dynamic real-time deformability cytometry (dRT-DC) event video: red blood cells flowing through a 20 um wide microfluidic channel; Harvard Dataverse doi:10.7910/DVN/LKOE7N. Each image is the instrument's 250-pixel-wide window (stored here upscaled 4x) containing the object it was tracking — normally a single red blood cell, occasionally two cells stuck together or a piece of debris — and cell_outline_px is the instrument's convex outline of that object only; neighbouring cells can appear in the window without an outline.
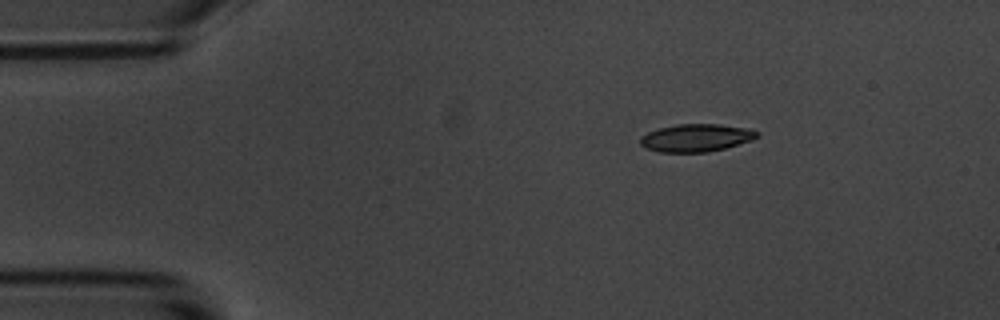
{"species": "common noctule bat (a hibernating species)", "species_latin": "Nyctalus noctula", "temperature_condition": "room temperature", "stored_images_in_passage": 3, "camera_frame_rate_fps": 3000, "um_per_image_px": 0.085, "animal": {"sex": "male", "body_mass_g": 20.1, "forearm_length_mm": 53.5}, "frame": {"image": 1, "passage_image": 1, "time_ms": 0.0, "image_size_px": [1000, 320], "cell_outline_px": [[760, 136], [752, 140], [724, 148], [708, 152], [660, 152], [644, 148], [640, 144], [640, 136], [648, 132], [660, 128], [676, 124], [716, 124], [752, 128], [760, 132]], "centroid_in_image_um": [59.19, 11.71], "position_along_channel_um": 25.8, "area_um2": 19.02}}